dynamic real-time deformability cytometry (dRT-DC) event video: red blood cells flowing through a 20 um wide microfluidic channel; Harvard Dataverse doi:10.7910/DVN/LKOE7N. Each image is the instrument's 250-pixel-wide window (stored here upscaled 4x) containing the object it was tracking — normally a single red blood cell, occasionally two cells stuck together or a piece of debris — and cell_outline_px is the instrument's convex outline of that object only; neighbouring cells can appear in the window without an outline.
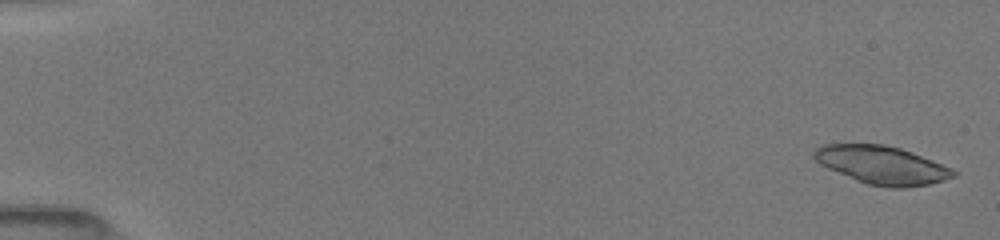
{"species": "common noctule bat (a hibernating species)", "species_latin": "Nyctalus noctula", "temperature_condition": "room temperature", "stored_images_in_passage": 34, "camera_frame_rate_fps": 3000, "um_per_image_px": 0.085, "animal": {"sex": "female", "body_mass_g": 19.5, "forearm_length_mm": 54.1}, "frame": {"image": 1, "passage_image": 1, "time_ms": 0.0, "image_size_px": [1000, 240], "cell_outline_px": [[956, 176], [944, 180], [928, 184], [904, 188], [888, 188], [868, 184], [856, 180], [828, 168], [820, 164], [812, 156], [812, 152], [816, 148], [824, 144], [884, 144], [900, 148], [912, 152], [952, 168], [956, 172]], "centroid_in_image_um": [74.96, 14.03], "position_along_channel_um": 10.0, "area_um2": 30.92}}